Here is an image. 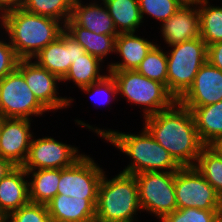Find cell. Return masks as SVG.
<instances>
[{"instance_id": "d6a6232c", "label": "cell", "mask_w": 222, "mask_h": 222, "mask_svg": "<svg viewBox=\"0 0 222 222\" xmlns=\"http://www.w3.org/2000/svg\"><path fill=\"white\" fill-rule=\"evenodd\" d=\"M19 60L10 42L0 40V80L17 68Z\"/></svg>"}, {"instance_id": "f35d334b", "label": "cell", "mask_w": 222, "mask_h": 222, "mask_svg": "<svg viewBox=\"0 0 222 222\" xmlns=\"http://www.w3.org/2000/svg\"><path fill=\"white\" fill-rule=\"evenodd\" d=\"M181 1L185 4H199V3L206 2L208 0H181Z\"/></svg>"}, {"instance_id": "ffe728a7", "label": "cell", "mask_w": 222, "mask_h": 222, "mask_svg": "<svg viewBox=\"0 0 222 222\" xmlns=\"http://www.w3.org/2000/svg\"><path fill=\"white\" fill-rule=\"evenodd\" d=\"M156 44L134 33H119L116 38L115 53L121 62L108 64L109 70H136L142 60Z\"/></svg>"}, {"instance_id": "4316f807", "label": "cell", "mask_w": 222, "mask_h": 222, "mask_svg": "<svg viewBox=\"0 0 222 222\" xmlns=\"http://www.w3.org/2000/svg\"><path fill=\"white\" fill-rule=\"evenodd\" d=\"M195 168L222 198V156L210 146H204L198 156Z\"/></svg>"}, {"instance_id": "7c38bea8", "label": "cell", "mask_w": 222, "mask_h": 222, "mask_svg": "<svg viewBox=\"0 0 222 222\" xmlns=\"http://www.w3.org/2000/svg\"><path fill=\"white\" fill-rule=\"evenodd\" d=\"M17 69L38 101L48 110L68 108L72 98L58 97L57 82H62L56 75L40 67L32 59H20Z\"/></svg>"}, {"instance_id": "484cf974", "label": "cell", "mask_w": 222, "mask_h": 222, "mask_svg": "<svg viewBox=\"0 0 222 222\" xmlns=\"http://www.w3.org/2000/svg\"><path fill=\"white\" fill-rule=\"evenodd\" d=\"M209 0L197 5L199 11L200 37L207 47L222 41V6L209 5Z\"/></svg>"}, {"instance_id": "e575fe53", "label": "cell", "mask_w": 222, "mask_h": 222, "mask_svg": "<svg viewBox=\"0 0 222 222\" xmlns=\"http://www.w3.org/2000/svg\"><path fill=\"white\" fill-rule=\"evenodd\" d=\"M207 60L222 71V41L208 46Z\"/></svg>"}, {"instance_id": "9a60e30c", "label": "cell", "mask_w": 222, "mask_h": 222, "mask_svg": "<svg viewBox=\"0 0 222 222\" xmlns=\"http://www.w3.org/2000/svg\"><path fill=\"white\" fill-rule=\"evenodd\" d=\"M178 101L185 107L207 106L222 101V71L207 60L192 86Z\"/></svg>"}, {"instance_id": "5bb4252c", "label": "cell", "mask_w": 222, "mask_h": 222, "mask_svg": "<svg viewBox=\"0 0 222 222\" xmlns=\"http://www.w3.org/2000/svg\"><path fill=\"white\" fill-rule=\"evenodd\" d=\"M30 125L28 119L1 118L0 156L15 166H22L27 158L33 138Z\"/></svg>"}, {"instance_id": "83f0119b", "label": "cell", "mask_w": 222, "mask_h": 222, "mask_svg": "<svg viewBox=\"0 0 222 222\" xmlns=\"http://www.w3.org/2000/svg\"><path fill=\"white\" fill-rule=\"evenodd\" d=\"M74 0H24L21 8L25 11L59 20L64 25L72 13Z\"/></svg>"}, {"instance_id": "ac0fdd59", "label": "cell", "mask_w": 222, "mask_h": 222, "mask_svg": "<svg viewBox=\"0 0 222 222\" xmlns=\"http://www.w3.org/2000/svg\"><path fill=\"white\" fill-rule=\"evenodd\" d=\"M26 177V170L16 166L0 181V210L6 217L30 202Z\"/></svg>"}, {"instance_id": "52a82bcc", "label": "cell", "mask_w": 222, "mask_h": 222, "mask_svg": "<svg viewBox=\"0 0 222 222\" xmlns=\"http://www.w3.org/2000/svg\"><path fill=\"white\" fill-rule=\"evenodd\" d=\"M134 176L138 184L141 211L153 213L157 219L162 220L177 209L175 171L143 172Z\"/></svg>"}, {"instance_id": "1f68e13d", "label": "cell", "mask_w": 222, "mask_h": 222, "mask_svg": "<svg viewBox=\"0 0 222 222\" xmlns=\"http://www.w3.org/2000/svg\"><path fill=\"white\" fill-rule=\"evenodd\" d=\"M222 210H205L198 208L176 209L167 214L162 222H213Z\"/></svg>"}, {"instance_id": "8fae6325", "label": "cell", "mask_w": 222, "mask_h": 222, "mask_svg": "<svg viewBox=\"0 0 222 222\" xmlns=\"http://www.w3.org/2000/svg\"><path fill=\"white\" fill-rule=\"evenodd\" d=\"M31 140L22 167L25 170L63 169L72 166L84 154L77 147L59 142L49 136Z\"/></svg>"}, {"instance_id": "60d3db41", "label": "cell", "mask_w": 222, "mask_h": 222, "mask_svg": "<svg viewBox=\"0 0 222 222\" xmlns=\"http://www.w3.org/2000/svg\"><path fill=\"white\" fill-rule=\"evenodd\" d=\"M213 222H222V212H220L216 218L213 220Z\"/></svg>"}, {"instance_id": "e0dca14e", "label": "cell", "mask_w": 222, "mask_h": 222, "mask_svg": "<svg viewBox=\"0 0 222 222\" xmlns=\"http://www.w3.org/2000/svg\"><path fill=\"white\" fill-rule=\"evenodd\" d=\"M97 199H78L57 194L46 206L54 222H93Z\"/></svg>"}, {"instance_id": "ab89813d", "label": "cell", "mask_w": 222, "mask_h": 222, "mask_svg": "<svg viewBox=\"0 0 222 222\" xmlns=\"http://www.w3.org/2000/svg\"><path fill=\"white\" fill-rule=\"evenodd\" d=\"M7 217L6 215L0 210V222H6Z\"/></svg>"}, {"instance_id": "5b68a950", "label": "cell", "mask_w": 222, "mask_h": 222, "mask_svg": "<svg viewBox=\"0 0 222 222\" xmlns=\"http://www.w3.org/2000/svg\"><path fill=\"white\" fill-rule=\"evenodd\" d=\"M117 84V93L128 102L143 105L145 117L171 107L177 100L160 82L151 80L136 70H108Z\"/></svg>"}, {"instance_id": "8d00e7d4", "label": "cell", "mask_w": 222, "mask_h": 222, "mask_svg": "<svg viewBox=\"0 0 222 222\" xmlns=\"http://www.w3.org/2000/svg\"><path fill=\"white\" fill-rule=\"evenodd\" d=\"M15 167L10 160L0 156V181Z\"/></svg>"}, {"instance_id": "4fadbf2b", "label": "cell", "mask_w": 222, "mask_h": 222, "mask_svg": "<svg viewBox=\"0 0 222 222\" xmlns=\"http://www.w3.org/2000/svg\"><path fill=\"white\" fill-rule=\"evenodd\" d=\"M86 54V50L65 30L53 42L43 48L33 59L42 68L62 80L71 64Z\"/></svg>"}, {"instance_id": "d4e9b609", "label": "cell", "mask_w": 222, "mask_h": 222, "mask_svg": "<svg viewBox=\"0 0 222 222\" xmlns=\"http://www.w3.org/2000/svg\"><path fill=\"white\" fill-rule=\"evenodd\" d=\"M102 61L89 53L75 60L61 81H71L78 88L89 86L102 80L107 74H100Z\"/></svg>"}, {"instance_id": "30bf717a", "label": "cell", "mask_w": 222, "mask_h": 222, "mask_svg": "<svg viewBox=\"0 0 222 222\" xmlns=\"http://www.w3.org/2000/svg\"><path fill=\"white\" fill-rule=\"evenodd\" d=\"M89 155H83L72 166L60 169L58 194L78 199H97L104 171Z\"/></svg>"}, {"instance_id": "6da1fadb", "label": "cell", "mask_w": 222, "mask_h": 222, "mask_svg": "<svg viewBox=\"0 0 222 222\" xmlns=\"http://www.w3.org/2000/svg\"><path fill=\"white\" fill-rule=\"evenodd\" d=\"M144 127L181 166H195L205 146L197 133L194 116L179 101L144 118Z\"/></svg>"}, {"instance_id": "277c9868", "label": "cell", "mask_w": 222, "mask_h": 222, "mask_svg": "<svg viewBox=\"0 0 222 222\" xmlns=\"http://www.w3.org/2000/svg\"><path fill=\"white\" fill-rule=\"evenodd\" d=\"M107 179L105 172L98 188L96 220L101 222H134L141 210L138 184L133 174L119 172Z\"/></svg>"}, {"instance_id": "2e32d148", "label": "cell", "mask_w": 222, "mask_h": 222, "mask_svg": "<svg viewBox=\"0 0 222 222\" xmlns=\"http://www.w3.org/2000/svg\"><path fill=\"white\" fill-rule=\"evenodd\" d=\"M192 6V7H191ZM163 40L172 46L200 37L199 11L197 4H183L161 25Z\"/></svg>"}, {"instance_id": "f1b7e54d", "label": "cell", "mask_w": 222, "mask_h": 222, "mask_svg": "<svg viewBox=\"0 0 222 222\" xmlns=\"http://www.w3.org/2000/svg\"><path fill=\"white\" fill-rule=\"evenodd\" d=\"M136 71L151 80L163 83L167 87L166 52L156 43L136 68Z\"/></svg>"}, {"instance_id": "cb8c5ba5", "label": "cell", "mask_w": 222, "mask_h": 222, "mask_svg": "<svg viewBox=\"0 0 222 222\" xmlns=\"http://www.w3.org/2000/svg\"><path fill=\"white\" fill-rule=\"evenodd\" d=\"M29 181V200L32 203L47 205L58 194L60 169L26 170Z\"/></svg>"}, {"instance_id": "ba28073f", "label": "cell", "mask_w": 222, "mask_h": 222, "mask_svg": "<svg viewBox=\"0 0 222 222\" xmlns=\"http://www.w3.org/2000/svg\"><path fill=\"white\" fill-rule=\"evenodd\" d=\"M47 111L34 96L17 68L0 80V116L2 118L30 120L32 115L41 116Z\"/></svg>"}, {"instance_id": "4dcf8cb0", "label": "cell", "mask_w": 222, "mask_h": 222, "mask_svg": "<svg viewBox=\"0 0 222 222\" xmlns=\"http://www.w3.org/2000/svg\"><path fill=\"white\" fill-rule=\"evenodd\" d=\"M6 222H54L45 204L32 203L10 213Z\"/></svg>"}, {"instance_id": "8992f818", "label": "cell", "mask_w": 222, "mask_h": 222, "mask_svg": "<svg viewBox=\"0 0 222 222\" xmlns=\"http://www.w3.org/2000/svg\"><path fill=\"white\" fill-rule=\"evenodd\" d=\"M167 55V89L178 101L192 86L207 61L208 47L201 37L170 46Z\"/></svg>"}, {"instance_id": "d590c367", "label": "cell", "mask_w": 222, "mask_h": 222, "mask_svg": "<svg viewBox=\"0 0 222 222\" xmlns=\"http://www.w3.org/2000/svg\"><path fill=\"white\" fill-rule=\"evenodd\" d=\"M24 0H0V15L4 12L22 7Z\"/></svg>"}, {"instance_id": "74e56055", "label": "cell", "mask_w": 222, "mask_h": 222, "mask_svg": "<svg viewBox=\"0 0 222 222\" xmlns=\"http://www.w3.org/2000/svg\"><path fill=\"white\" fill-rule=\"evenodd\" d=\"M219 155L222 156V136L218 137L213 143L209 145Z\"/></svg>"}, {"instance_id": "44dd1931", "label": "cell", "mask_w": 222, "mask_h": 222, "mask_svg": "<svg viewBox=\"0 0 222 222\" xmlns=\"http://www.w3.org/2000/svg\"><path fill=\"white\" fill-rule=\"evenodd\" d=\"M64 30L86 50V53L102 62L109 53H115L117 36L96 34L77 25L71 18L64 24Z\"/></svg>"}, {"instance_id": "9c48e42d", "label": "cell", "mask_w": 222, "mask_h": 222, "mask_svg": "<svg viewBox=\"0 0 222 222\" xmlns=\"http://www.w3.org/2000/svg\"><path fill=\"white\" fill-rule=\"evenodd\" d=\"M174 185L177 209L222 210V198L195 166L175 171Z\"/></svg>"}, {"instance_id": "7402d4cb", "label": "cell", "mask_w": 222, "mask_h": 222, "mask_svg": "<svg viewBox=\"0 0 222 222\" xmlns=\"http://www.w3.org/2000/svg\"><path fill=\"white\" fill-rule=\"evenodd\" d=\"M192 111L201 142L209 146L222 136V101L200 107H186Z\"/></svg>"}, {"instance_id": "d6986e66", "label": "cell", "mask_w": 222, "mask_h": 222, "mask_svg": "<svg viewBox=\"0 0 222 222\" xmlns=\"http://www.w3.org/2000/svg\"><path fill=\"white\" fill-rule=\"evenodd\" d=\"M81 2L74 0L72 5L71 19L77 25L96 34L118 36L114 22L103 2L101 4L90 2L89 5Z\"/></svg>"}, {"instance_id": "603a6c76", "label": "cell", "mask_w": 222, "mask_h": 222, "mask_svg": "<svg viewBox=\"0 0 222 222\" xmlns=\"http://www.w3.org/2000/svg\"><path fill=\"white\" fill-rule=\"evenodd\" d=\"M111 16L117 33H135L143 23L138 0H101Z\"/></svg>"}, {"instance_id": "7a4b0ae2", "label": "cell", "mask_w": 222, "mask_h": 222, "mask_svg": "<svg viewBox=\"0 0 222 222\" xmlns=\"http://www.w3.org/2000/svg\"><path fill=\"white\" fill-rule=\"evenodd\" d=\"M75 121L78 125L93 130L97 135H100L104 140H107L131 158V163L121 172L136 175L153 171L173 172L181 168L145 127H143V131L140 134L135 135L111 129L93 128V126L79 119Z\"/></svg>"}, {"instance_id": "3957f363", "label": "cell", "mask_w": 222, "mask_h": 222, "mask_svg": "<svg viewBox=\"0 0 222 222\" xmlns=\"http://www.w3.org/2000/svg\"><path fill=\"white\" fill-rule=\"evenodd\" d=\"M0 21L20 59H33L64 30L59 20L27 12L21 7L1 14Z\"/></svg>"}, {"instance_id": "f546056e", "label": "cell", "mask_w": 222, "mask_h": 222, "mask_svg": "<svg viewBox=\"0 0 222 222\" xmlns=\"http://www.w3.org/2000/svg\"><path fill=\"white\" fill-rule=\"evenodd\" d=\"M142 19L150 15L160 22H165L184 3L181 0H138Z\"/></svg>"}, {"instance_id": "836d02e7", "label": "cell", "mask_w": 222, "mask_h": 222, "mask_svg": "<svg viewBox=\"0 0 222 222\" xmlns=\"http://www.w3.org/2000/svg\"><path fill=\"white\" fill-rule=\"evenodd\" d=\"M80 89H81V91H84L86 93L92 92L91 94H95V96H96V94H100L103 91V94L106 93V96H110L111 98H113V100L116 98V95H118L116 81L110 73L108 75H106L102 80H100L96 83H93L89 86L82 87ZM109 100H110V102L112 101V99L108 98L107 100L103 101V103L108 104Z\"/></svg>"}]
</instances>
